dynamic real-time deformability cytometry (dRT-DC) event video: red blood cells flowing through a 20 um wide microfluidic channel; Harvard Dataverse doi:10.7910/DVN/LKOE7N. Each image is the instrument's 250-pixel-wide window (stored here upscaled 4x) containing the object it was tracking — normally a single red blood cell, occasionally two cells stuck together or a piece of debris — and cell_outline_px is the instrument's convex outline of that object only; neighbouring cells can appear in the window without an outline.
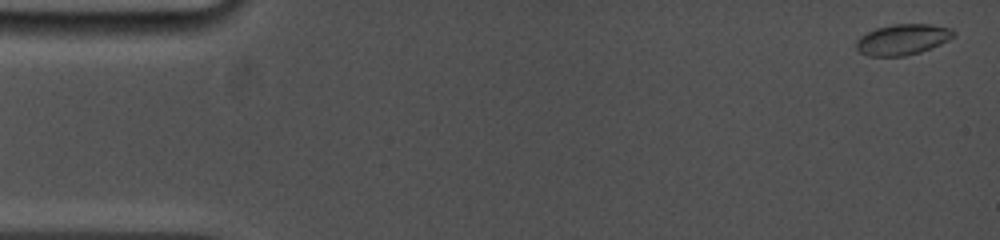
{"species": "common noctule bat (a hibernating species)", "species_latin": "Nyctalus noctula", "temperature_condition": "cold", "stored_images_in_passage": 35, "camera_frame_rate_fps": 5000, "um_per_image_px": 0.085, "animal": {"sex": "female", "body_mass_g": 19.0, "forearm_length_mm": 53.3}, "frame": {"image": 1, "passage_image": 1, "time_ms": 0.0, "image_size_px": [1000, 240], "cell_outline_px": [[952, 36], [948, 40], [940, 44], [920, 52], [904, 56], [868, 56], [860, 52], [856, 48], [856, 40], [860, 36], [876, 28], [896, 24], [932, 24], [952, 28]], "centroid_in_image_um": [76.69, 3.36], "position_along_channel_um": 8.3, "area_um2": 17.28}}
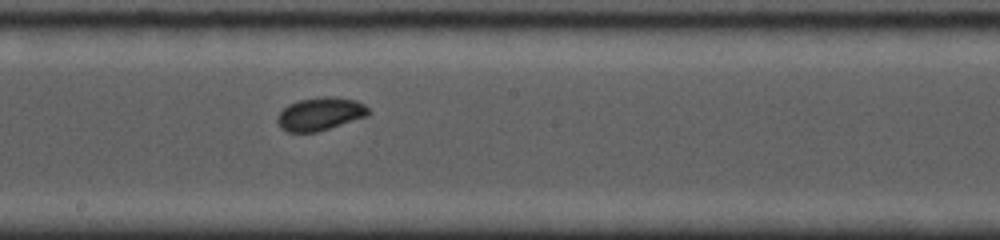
{"frame": {"image": 2, "passage_image": 22, "time_ms": 8.8, "image_size_px": [1000, 240], "cell_outline_px": [[368, 116], [316, 132], [288, 132], [280, 128], [276, 120], [276, 116], [288, 104], [300, 100], [324, 96], [332, 96], [356, 100], [364, 104], [368, 108]], "centroid_in_image_um": [27.19, 9.68], "position_along_channel_um": 221.0, "area_um2": 17.51}}
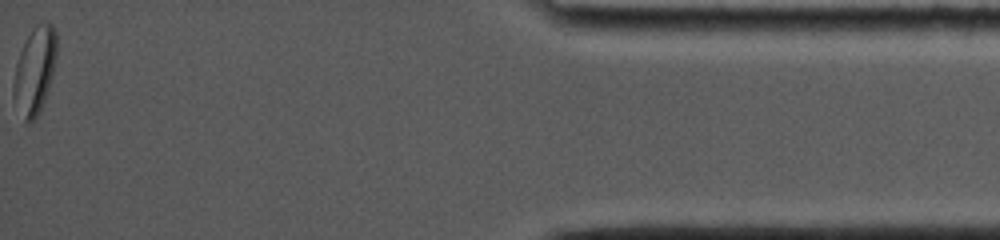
{"frame": {"image": 3, "passage_image": 35, "time_ms": 16.0, "image_size_px": [1000, 240], "cell_outline_px": [[56, 56], [52, 76], [44, 100], [36, 116], [32, 120], [24, 120], [12, 96], [12, 84], [16, 64], [20, 52], [28, 36], [36, 24], [48, 20], [56, 28]], "centroid_in_image_um": [2.95, 5.92], "position_along_channel_um": 432.2, "area_um2": 21.56}, "authors_computed_cell_mechanics": {"area_um2": 17.34, "velocity_mm_per_s": 3.8629, "shape_relaxation_time_tau1_ms": 3.1183, "shape_relaxation_time_tau2_ms": 1.0165, "deformation_change_tau1": 0.0602, "deformation_change_tau2": 0.0312}}